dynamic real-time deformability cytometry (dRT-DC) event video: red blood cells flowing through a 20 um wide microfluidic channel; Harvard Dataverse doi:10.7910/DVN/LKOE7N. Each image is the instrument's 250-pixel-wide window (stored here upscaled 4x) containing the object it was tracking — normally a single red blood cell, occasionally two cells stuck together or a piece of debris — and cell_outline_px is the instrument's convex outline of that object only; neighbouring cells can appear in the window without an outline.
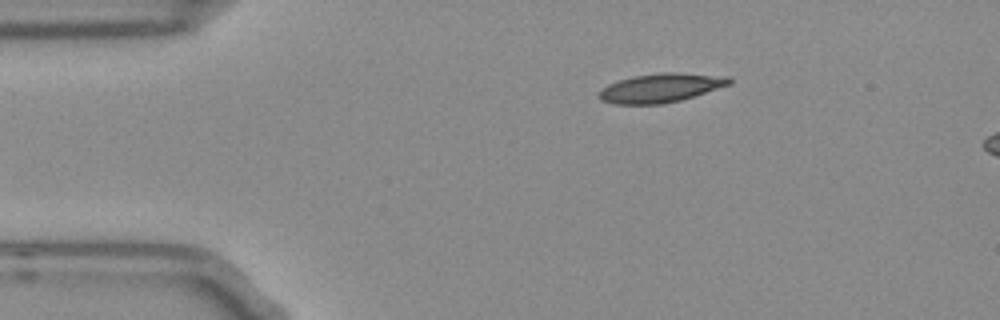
{"species": "Egyptian fruit bat (a non-hibernating species)", "species_latin": "Rousettus aegyptiacus", "temperature_condition": "room temperature", "stored_images_in_passage": 45, "camera_frame_rate_fps": 3000, "um_per_image_px": 0.085, "frame": {"image": 1, "passage_image": 1, "time_ms": 0.0, "image_size_px": [1000, 320], "cell_outline_px": [[732, 84], [680, 100], [660, 104], [616, 104], [600, 100], [596, 96], [596, 92], [608, 84], [632, 76], [664, 72], [676, 72], [728, 76], [732, 80]], "centroid_in_image_um": [56.14, 7.47], "position_along_channel_um": 28.9, "area_um2": 22.08}}
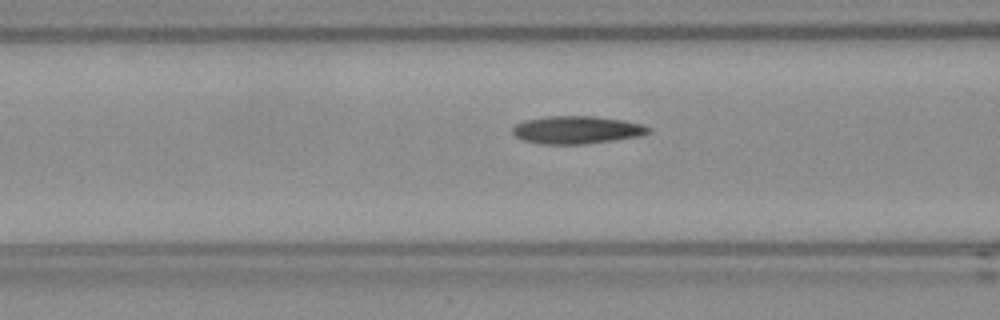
{"frame": {"image": 2, "passage_image": 12, "time_ms": 3.667, "image_size_px": [1000, 320], "cell_outline_px": [[652, 132], [640, 136], [584, 144], [540, 144], [524, 140], [516, 136], [512, 132], [512, 128], [516, 124], [524, 120], [548, 116], [592, 116], [624, 120], [644, 124], [652, 128]], "centroid_in_image_um": [49.06, 11.03], "position_along_channel_um": 117.5, "area_um2": 22.08}}
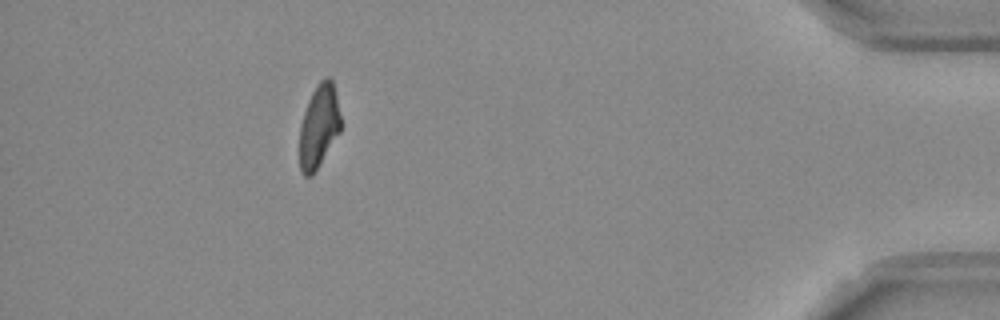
{"frame": {"image": 3, "passage_image": 40, "time_ms": 13.0, "image_size_px": [1000, 320], "cell_outline_px": [[340, 132], [312, 176], [304, 176], [300, 172], [300, 124], [308, 100], [316, 84], [324, 76], [328, 76], [332, 80], [336, 96], [340, 116]], "centroid_in_image_um": [27.09, 10.72], "position_along_channel_um": 408.1, "area_um2": 19.88}}